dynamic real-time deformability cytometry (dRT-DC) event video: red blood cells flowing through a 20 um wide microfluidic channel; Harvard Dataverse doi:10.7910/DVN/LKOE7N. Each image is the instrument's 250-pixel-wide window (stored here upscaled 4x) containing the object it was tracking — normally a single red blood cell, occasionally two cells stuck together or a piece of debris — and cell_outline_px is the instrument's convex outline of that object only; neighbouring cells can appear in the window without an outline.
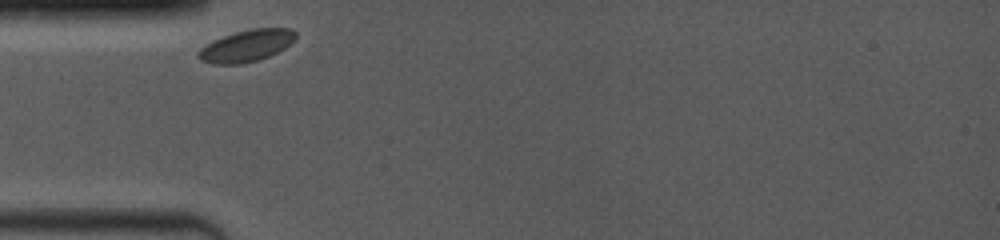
{"species": "common noctule bat (a hibernating species)", "species_latin": "Nyctalus noctula", "temperature_condition": "room temperature", "stored_images_in_passage": 13, "camera_frame_rate_fps": 4000, "um_per_image_px": 0.085, "animal": {"sex": "female", "body_mass_g": 19.0, "forearm_length_mm": 53.3}, "frame": {"image": 1, "passage_image": 1, "time_ms": 0.0, "image_size_px": [1000, 240], "cell_outline_px": [[296, 36], [284, 48], [268, 56], [256, 60], [240, 64], [216, 64], [200, 60], [196, 56], [196, 52], [200, 48], [224, 36], [236, 32], [252, 28], [292, 28], [296, 32]], "centroid_in_image_um": [20.93, 3.89], "position_along_channel_um": 64.1, "area_um2": 17.69}}
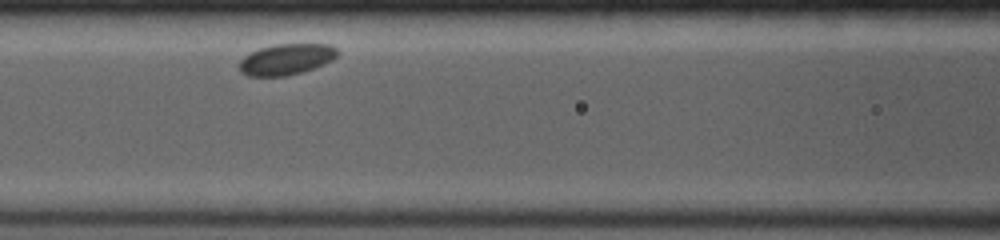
{"frame": {"image": 2, "passage_image": 6, "time_ms": 2.25, "image_size_px": [1000, 240], "cell_outline_px": [[340, 52], [332, 60], [324, 64], [288, 76], [248, 76], [240, 72], [240, 60], [244, 56], [260, 48], [272, 44], [328, 44], [336, 48]], "centroid_in_image_um": [24.33, 5.03], "position_along_channel_um": 142.3, "area_um2": 17.69}}
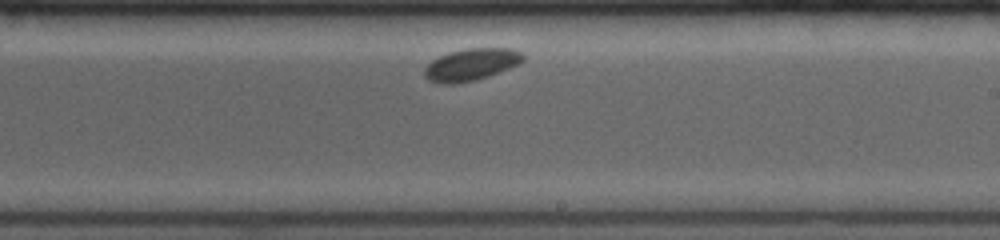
{"frame": {"image": 3, "passage_image": 13, "time_ms": 5.25, "image_size_px": [1000, 240], "cell_outline_px": [[524, 60], [520, 64], [488, 76], [476, 80], [452, 84], [440, 84], [428, 80], [424, 76], [424, 68], [432, 60], [448, 52], [468, 48], [512, 48], [520, 52], [524, 56]], "centroid_in_image_um": [40.04, 5.49], "position_along_channel_um": 249.0, "area_um2": 18.5}}